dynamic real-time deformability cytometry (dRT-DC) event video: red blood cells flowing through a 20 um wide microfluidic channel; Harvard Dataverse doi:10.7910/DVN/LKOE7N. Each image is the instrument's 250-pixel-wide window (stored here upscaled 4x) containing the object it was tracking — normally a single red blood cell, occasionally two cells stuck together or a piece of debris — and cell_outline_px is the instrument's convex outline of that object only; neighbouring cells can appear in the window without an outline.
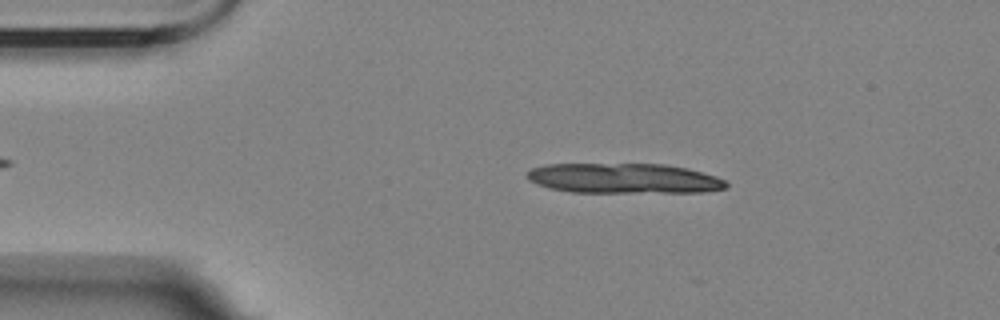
{"species": "Egyptian fruit bat (a non-hibernating species)", "species_latin": "Rousettus aegyptiacus", "temperature_condition": "room temperature", "stored_images_in_passage": 9, "camera_frame_rate_fps": 3000, "um_per_image_px": 0.085, "animal": {"sex": "female"}, "frame": {"image": 1, "passage_image": 8, "time_ms": 2.333, "image_size_px": [1000, 320], "cell_outline_px": [[728, 188], [704, 192], [572, 192], [552, 188], [528, 180], [528, 172], [532, 168], [548, 164], [664, 164], [688, 168], [716, 176], [724, 180], [728, 184]], "centroid_in_image_um": [53.1, 15.16], "position_along_channel_um": 31.9, "area_um2": 34.74}}